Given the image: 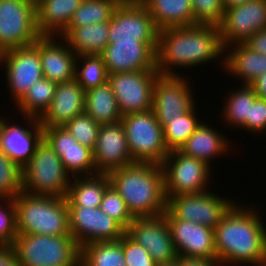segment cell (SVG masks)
<instances>
[{"mask_svg":"<svg viewBox=\"0 0 266 266\" xmlns=\"http://www.w3.org/2000/svg\"><path fill=\"white\" fill-rule=\"evenodd\" d=\"M165 195L196 194L211 190L213 166L205 161L185 155L179 149L169 152L162 163ZM212 176V177H211Z\"/></svg>","mask_w":266,"mask_h":266,"instance_id":"obj_8","label":"cell"},{"mask_svg":"<svg viewBox=\"0 0 266 266\" xmlns=\"http://www.w3.org/2000/svg\"><path fill=\"white\" fill-rule=\"evenodd\" d=\"M0 66L5 69L6 88L15 104L37 80L44 77L39 51L33 45L0 53Z\"/></svg>","mask_w":266,"mask_h":266,"instance_id":"obj_14","label":"cell"},{"mask_svg":"<svg viewBox=\"0 0 266 266\" xmlns=\"http://www.w3.org/2000/svg\"><path fill=\"white\" fill-rule=\"evenodd\" d=\"M121 122L134 162L162 165L170 151L153 110L126 114Z\"/></svg>","mask_w":266,"mask_h":266,"instance_id":"obj_7","label":"cell"},{"mask_svg":"<svg viewBox=\"0 0 266 266\" xmlns=\"http://www.w3.org/2000/svg\"><path fill=\"white\" fill-rule=\"evenodd\" d=\"M247 133L266 134V99L257 97L250 105L249 118H246ZM249 131V132H248Z\"/></svg>","mask_w":266,"mask_h":266,"instance_id":"obj_44","label":"cell"},{"mask_svg":"<svg viewBox=\"0 0 266 266\" xmlns=\"http://www.w3.org/2000/svg\"><path fill=\"white\" fill-rule=\"evenodd\" d=\"M98 124H113L121 121L122 115L111 84H105L85 91V110Z\"/></svg>","mask_w":266,"mask_h":266,"instance_id":"obj_32","label":"cell"},{"mask_svg":"<svg viewBox=\"0 0 266 266\" xmlns=\"http://www.w3.org/2000/svg\"><path fill=\"white\" fill-rule=\"evenodd\" d=\"M99 208L117 221L125 230L128 229L129 224L134 220L125 201L111 184L106 188Z\"/></svg>","mask_w":266,"mask_h":266,"instance_id":"obj_40","label":"cell"},{"mask_svg":"<svg viewBox=\"0 0 266 266\" xmlns=\"http://www.w3.org/2000/svg\"><path fill=\"white\" fill-rule=\"evenodd\" d=\"M215 191L170 196L167 210L176 218L215 228L237 202Z\"/></svg>","mask_w":266,"mask_h":266,"instance_id":"obj_11","label":"cell"},{"mask_svg":"<svg viewBox=\"0 0 266 266\" xmlns=\"http://www.w3.org/2000/svg\"><path fill=\"white\" fill-rule=\"evenodd\" d=\"M69 228L80 248L93 242L117 241L126 230L98 208L68 207Z\"/></svg>","mask_w":266,"mask_h":266,"instance_id":"obj_15","label":"cell"},{"mask_svg":"<svg viewBox=\"0 0 266 266\" xmlns=\"http://www.w3.org/2000/svg\"><path fill=\"white\" fill-rule=\"evenodd\" d=\"M41 36L35 7L23 0H0V53L31 46Z\"/></svg>","mask_w":266,"mask_h":266,"instance_id":"obj_10","label":"cell"},{"mask_svg":"<svg viewBox=\"0 0 266 266\" xmlns=\"http://www.w3.org/2000/svg\"><path fill=\"white\" fill-rule=\"evenodd\" d=\"M108 176L133 217L159 216L166 212L162 165L135 162L110 171Z\"/></svg>","mask_w":266,"mask_h":266,"instance_id":"obj_3","label":"cell"},{"mask_svg":"<svg viewBox=\"0 0 266 266\" xmlns=\"http://www.w3.org/2000/svg\"><path fill=\"white\" fill-rule=\"evenodd\" d=\"M244 44L251 50L266 55V28L251 35Z\"/></svg>","mask_w":266,"mask_h":266,"instance_id":"obj_45","label":"cell"},{"mask_svg":"<svg viewBox=\"0 0 266 266\" xmlns=\"http://www.w3.org/2000/svg\"><path fill=\"white\" fill-rule=\"evenodd\" d=\"M83 0H44L37 8V27L42 36H59Z\"/></svg>","mask_w":266,"mask_h":266,"instance_id":"obj_29","label":"cell"},{"mask_svg":"<svg viewBox=\"0 0 266 266\" xmlns=\"http://www.w3.org/2000/svg\"><path fill=\"white\" fill-rule=\"evenodd\" d=\"M10 247L20 266H80L81 248L72 235L18 234Z\"/></svg>","mask_w":266,"mask_h":266,"instance_id":"obj_5","label":"cell"},{"mask_svg":"<svg viewBox=\"0 0 266 266\" xmlns=\"http://www.w3.org/2000/svg\"><path fill=\"white\" fill-rule=\"evenodd\" d=\"M216 60L220 61L221 69L224 68V48L218 26L195 24L159 30L156 50L159 74L180 75L176 71L181 70L179 68L190 70Z\"/></svg>","mask_w":266,"mask_h":266,"instance_id":"obj_2","label":"cell"},{"mask_svg":"<svg viewBox=\"0 0 266 266\" xmlns=\"http://www.w3.org/2000/svg\"><path fill=\"white\" fill-rule=\"evenodd\" d=\"M241 84L250 85L266 72V55L251 50L244 43H234L224 48V68Z\"/></svg>","mask_w":266,"mask_h":266,"instance_id":"obj_26","label":"cell"},{"mask_svg":"<svg viewBox=\"0 0 266 266\" xmlns=\"http://www.w3.org/2000/svg\"><path fill=\"white\" fill-rule=\"evenodd\" d=\"M23 1L37 8L44 0H23Z\"/></svg>","mask_w":266,"mask_h":266,"instance_id":"obj_50","label":"cell"},{"mask_svg":"<svg viewBox=\"0 0 266 266\" xmlns=\"http://www.w3.org/2000/svg\"><path fill=\"white\" fill-rule=\"evenodd\" d=\"M57 83L49 79L41 78L37 80L16 103L15 110L22 116H32L40 118L49 108L55 94Z\"/></svg>","mask_w":266,"mask_h":266,"instance_id":"obj_33","label":"cell"},{"mask_svg":"<svg viewBox=\"0 0 266 266\" xmlns=\"http://www.w3.org/2000/svg\"><path fill=\"white\" fill-rule=\"evenodd\" d=\"M123 0H83L75 10L67 28L109 22Z\"/></svg>","mask_w":266,"mask_h":266,"instance_id":"obj_36","label":"cell"},{"mask_svg":"<svg viewBox=\"0 0 266 266\" xmlns=\"http://www.w3.org/2000/svg\"><path fill=\"white\" fill-rule=\"evenodd\" d=\"M80 266H126L122 237L117 241L93 242L82 246Z\"/></svg>","mask_w":266,"mask_h":266,"instance_id":"obj_34","label":"cell"},{"mask_svg":"<svg viewBox=\"0 0 266 266\" xmlns=\"http://www.w3.org/2000/svg\"><path fill=\"white\" fill-rule=\"evenodd\" d=\"M193 25L208 24L218 26L224 14L221 0H191Z\"/></svg>","mask_w":266,"mask_h":266,"instance_id":"obj_41","label":"cell"},{"mask_svg":"<svg viewBox=\"0 0 266 266\" xmlns=\"http://www.w3.org/2000/svg\"><path fill=\"white\" fill-rule=\"evenodd\" d=\"M241 85L234 90H229V93L224 97V102L221 115L219 118L224 125L232 127L237 130L246 131V118H249L250 105L253 104L255 99L258 97L254 91V88L248 84ZM227 96V97H226Z\"/></svg>","mask_w":266,"mask_h":266,"instance_id":"obj_31","label":"cell"},{"mask_svg":"<svg viewBox=\"0 0 266 266\" xmlns=\"http://www.w3.org/2000/svg\"><path fill=\"white\" fill-rule=\"evenodd\" d=\"M157 266H180L179 261L176 259L174 262L157 264Z\"/></svg>","mask_w":266,"mask_h":266,"instance_id":"obj_51","label":"cell"},{"mask_svg":"<svg viewBox=\"0 0 266 266\" xmlns=\"http://www.w3.org/2000/svg\"><path fill=\"white\" fill-rule=\"evenodd\" d=\"M164 216L169 225L178 257L217 259L213 228L176 219L168 210Z\"/></svg>","mask_w":266,"mask_h":266,"instance_id":"obj_19","label":"cell"},{"mask_svg":"<svg viewBox=\"0 0 266 266\" xmlns=\"http://www.w3.org/2000/svg\"><path fill=\"white\" fill-rule=\"evenodd\" d=\"M81 145L92 150L95 147L100 124L85 111L75 116L64 126Z\"/></svg>","mask_w":266,"mask_h":266,"instance_id":"obj_39","label":"cell"},{"mask_svg":"<svg viewBox=\"0 0 266 266\" xmlns=\"http://www.w3.org/2000/svg\"><path fill=\"white\" fill-rule=\"evenodd\" d=\"M17 235L14 199H0V247L10 246Z\"/></svg>","mask_w":266,"mask_h":266,"instance_id":"obj_42","label":"cell"},{"mask_svg":"<svg viewBox=\"0 0 266 266\" xmlns=\"http://www.w3.org/2000/svg\"><path fill=\"white\" fill-rule=\"evenodd\" d=\"M161 30L193 25L191 0H139Z\"/></svg>","mask_w":266,"mask_h":266,"instance_id":"obj_30","label":"cell"},{"mask_svg":"<svg viewBox=\"0 0 266 266\" xmlns=\"http://www.w3.org/2000/svg\"><path fill=\"white\" fill-rule=\"evenodd\" d=\"M230 140L225 134L218 129L216 130L215 127L213 128L206 120H203L179 150L185 155L205 161L211 166L214 159L222 158L223 155L228 156L232 152L230 149H232L233 145Z\"/></svg>","mask_w":266,"mask_h":266,"instance_id":"obj_25","label":"cell"},{"mask_svg":"<svg viewBox=\"0 0 266 266\" xmlns=\"http://www.w3.org/2000/svg\"><path fill=\"white\" fill-rule=\"evenodd\" d=\"M218 27L223 48L244 43L251 35L266 28V0H250L225 9Z\"/></svg>","mask_w":266,"mask_h":266,"instance_id":"obj_17","label":"cell"},{"mask_svg":"<svg viewBox=\"0 0 266 266\" xmlns=\"http://www.w3.org/2000/svg\"><path fill=\"white\" fill-rule=\"evenodd\" d=\"M93 160L97 173H109L134 162L123 123L101 124L93 149Z\"/></svg>","mask_w":266,"mask_h":266,"instance_id":"obj_21","label":"cell"},{"mask_svg":"<svg viewBox=\"0 0 266 266\" xmlns=\"http://www.w3.org/2000/svg\"><path fill=\"white\" fill-rule=\"evenodd\" d=\"M250 85L258 97L266 99V72L257 77Z\"/></svg>","mask_w":266,"mask_h":266,"instance_id":"obj_48","label":"cell"},{"mask_svg":"<svg viewBox=\"0 0 266 266\" xmlns=\"http://www.w3.org/2000/svg\"><path fill=\"white\" fill-rule=\"evenodd\" d=\"M249 206L236 202L214 228L221 266H266V223L260 208Z\"/></svg>","mask_w":266,"mask_h":266,"instance_id":"obj_1","label":"cell"},{"mask_svg":"<svg viewBox=\"0 0 266 266\" xmlns=\"http://www.w3.org/2000/svg\"><path fill=\"white\" fill-rule=\"evenodd\" d=\"M110 184L107 173L73 177L65 197L67 207L98 208Z\"/></svg>","mask_w":266,"mask_h":266,"instance_id":"obj_28","label":"cell"},{"mask_svg":"<svg viewBox=\"0 0 266 266\" xmlns=\"http://www.w3.org/2000/svg\"><path fill=\"white\" fill-rule=\"evenodd\" d=\"M186 78V79H185ZM190 80L181 75L158 74L154 87L152 110L159 124L184 116L195 104Z\"/></svg>","mask_w":266,"mask_h":266,"instance_id":"obj_13","label":"cell"},{"mask_svg":"<svg viewBox=\"0 0 266 266\" xmlns=\"http://www.w3.org/2000/svg\"><path fill=\"white\" fill-rule=\"evenodd\" d=\"M194 105L184 116L166 120L161 127L166 147L169 151L179 149L203 122Z\"/></svg>","mask_w":266,"mask_h":266,"instance_id":"obj_35","label":"cell"},{"mask_svg":"<svg viewBox=\"0 0 266 266\" xmlns=\"http://www.w3.org/2000/svg\"><path fill=\"white\" fill-rule=\"evenodd\" d=\"M126 234L148 251L157 264L178 259L169 225L164 214L151 217H134Z\"/></svg>","mask_w":266,"mask_h":266,"instance_id":"obj_16","label":"cell"},{"mask_svg":"<svg viewBox=\"0 0 266 266\" xmlns=\"http://www.w3.org/2000/svg\"><path fill=\"white\" fill-rule=\"evenodd\" d=\"M23 117L22 119L26 122L25 126H21V122H18V125V123H13V119L10 121L4 119V116H0V148L21 168L29 162L37 145L43 139V126L40 124L39 118Z\"/></svg>","mask_w":266,"mask_h":266,"instance_id":"obj_18","label":"cell"},{"mask_svg":"<svg viewBox=\"0 0 266 266\" xmlns=\"http://www.w3.org/2000/svg\"><path fill=\"white\" fill-rule=\"evenodd\" d=\"M78 55H100L109 44V22L66 28L60 35Z\"/></svg>","mask_w":266,"mask_h":266,"instance_id":"obj_27","label":"cell"},{"mask_svg":"<svg viewBox=\"0 0 266 266\" xmlns=\"http://www.w3.org/2000/svg\"><path fill=\"white\" fill-rule=\"evenodd\" d=\"M75 80L85 91L105 84L108 81V72L102 56L78 55L75 63Z\"/></svg>","mask_w":266,"mask_h":266,"instance_id":"obj_37","label":"cell"},{"mask_svg":"<svg viewBox=\"0 0 266 266\" xmlns=\"http://www.w3.org/2000/svg\"><path fill=\"white\" fill-rule=\"evenodd\" d=\"M85 110V90L75 80L57 83L52 102L39 118L43 127L65 126Z\"/></svg>","mask_w":266,"mask_h":266,"instance_id":"obj_24","label":"cell"},{"mask_svg":"<svg viewBox=\"0 0 266 266\" xmlns=\"http://www.w3.org/2000/svg\"><path fill=\"white\" fill-rule=\"evenodd\" d=\"M43 138L60 157L72 178L97 174L93 150L78 143L64 126L43 127Z\"/></svg>","mask_w":266,"mask_h":266,"instance_id":"obj_20","label":"cell"},{"mask_svg":"<svg viewBox=\"0 0 266 266\" xmlns=\"http://www.w3.org/2000/svg\"><path fill=\"white\" fill-rule=\"evenodd\" d=\"M33 46L39 51L44 78L55 83L75 79L77 55L61 37L41 36Z\"/></svg>","mask_w":266,"mask_h":266,"instance_id":"obj_23","label":"cell"},{"mask_svg":"<svg viewBox=\"0 0 266 266\" xmlns=\"http://www.w3.org/2000/svg\"><path fill=\"white\" fill-rule=\"evenodd\" d=\"M14 205L18 234L71 235L65 198L22 191Z\"/></svg>","mask_w":266,"mask_h":266,"instance_id":"obj_4","label":"cell"},{"mask_svg":"<svg viewBox=\"0 0 266 266\" xmlns=\"http://www.w3.org/2000/svg\"><path fill=\"white\" fill-rule=\"evenodd\" d=\"M177 260L180 266H221L217 259H206L203 257L180 256Z\"/></svg>","mask_w":266,"mask_h":266,"instance_id":"obj_46","label":"cell"},{"mask_svg":"<svg viewBox=\"0 0 266 266\" xmlns=\"http://www.w3.org/2000/svg\"><path fill=\"white\" fill-rule=\"evenodd\" d=\"M158 74L157 70L108 74L122 116L152 109L153 87Z\"/></svg>","mask_w":266,"mask_h":266,"instance_id":"obj_12","label":"cell"},{"mask_svg":"<svg viewBox=\"0 0 266 266\" xmlns=\"http://www.w3.org/2000/svg\"><path fill=\"white\" fill-rule=\"evenodd\" d=\"M22 191V168L0 148V199H14Z\"/></svg>","mask_w":266,"mask_h":266,"instance_id":"obj_38","label":"cell"},{"mask_svg":"<svg viewBox=\"0 0 266 266\" xmlns=\"http://www.w3.org/2000/svg\"><path fill=\"white\" fill-rule=\"evenodd\" d=\"M159 29L139 0H123L109 20V43H158Z\"/></svg>","mask_w":266,"mask_h":266,"instance_id":"obj_9","label":"cell"},{"mask_svg":"<svg viewBox=\"0 0 266 266\" xmlns=\"http://www.w3.org/2000/svg\"><path fill=\"white\" fill-rule=\"evenodd\" d=\"M0 266H20L10 246L0 247Z\"/></svg>","mask_w":266,"mask_h":266,"instance_id":"obj_47","label":"cell"},{"mask_svg":"<svg viewBox=\"0 0 266 266\" xmlns=\"http://www.w3.org/2000/svg\"><path fill=\"white\" fill-rule=\"evenodd\" d=\"M23 191L31 194L65 198L71 176L60 157L43 138L34 155L22 168Z\"/></svg>","mask_w":266,"mask_h":266,"instance_id":"obj_6","label":"cell"},{"mask_svg":"<svg viewBox=\"0 0 266 266\" xmlns=\"http://www.w3.org/2000/svg\"><path fill=\"white\" fill-rule=\"evenodd\" d=\"M247 1H250V0H221V3H222V6L224 7V9H227L229 7H234L237 5L244 4Z\"/></svg>","mask_w":266,"mask_h":266,"instance_id":"obj_49","label":"cell"},{"mask_svg":"<svg viewBox=\"0 0 266 266\" xmlns=\"http://www.w3.org/2000/svg\"><path fill=\"white\" fill-rule=\"evenodd\" d=\"M158 43H109L100 54L108 74L156 70Z\"/></svg>","mask_w":266,"mask_h":266,"instance_id":"obj_22","label":"cell"},{"mask_svg":"<svg viewBox=\"0 0 266 266\" xmlns=\"http://www.w3.org/2000/svg\"><path fill=\"white\" fill-rule=\"evenodd\" d=\"M122 248L126 266H157L148 251L126 233L122 236Z\"/></svg>","mask_w":266,"mask_h":266,"instance_id":"obj_43","label":"cell"}]
</instances>
